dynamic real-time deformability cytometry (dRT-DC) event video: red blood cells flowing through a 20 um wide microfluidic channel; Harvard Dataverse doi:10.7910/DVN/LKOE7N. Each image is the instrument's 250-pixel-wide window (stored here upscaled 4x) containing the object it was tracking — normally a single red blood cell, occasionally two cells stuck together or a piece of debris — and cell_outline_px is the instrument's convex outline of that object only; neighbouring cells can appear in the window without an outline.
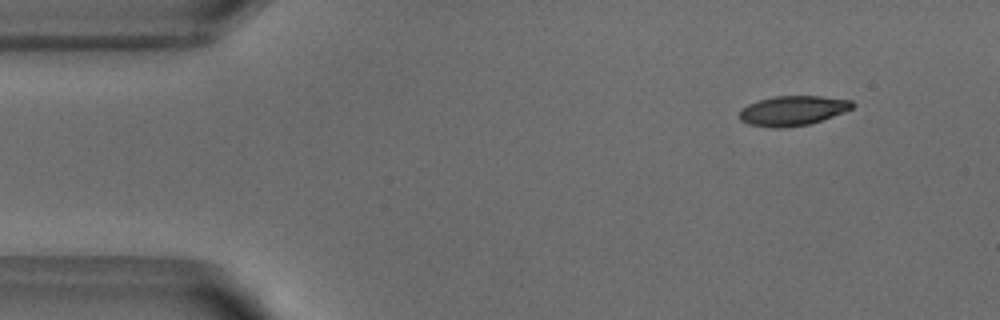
{"species": "common noctule bat (a hibernating species)", "species_latin": "Nyctalus noctula", "temperature_condition": "warm", "stored_images_in_passage": 49, "camera_frame_rate_fps": 3000, "um_per_image_px": 0.085, "animal": {"sex": "male", "body_mass_g": 18.8}, "frame": {"image": 1, "passage_image": 3, "time_ms": 0.667, "image_size_px": [1000, 320], "cell_outline_px": [[856, 104], [852, 108], [844, 112], [808, 124], [784, 128], [776, 128], [748, 124], [740, 120], [740, 108], [748, 104], [760, 100], [776, 96], [824, 96], [852, 100]], "centroid_in_image_um": [67.39, 9.4], "position_along_channel_um": 17.6, "area_um2": 19.54}}
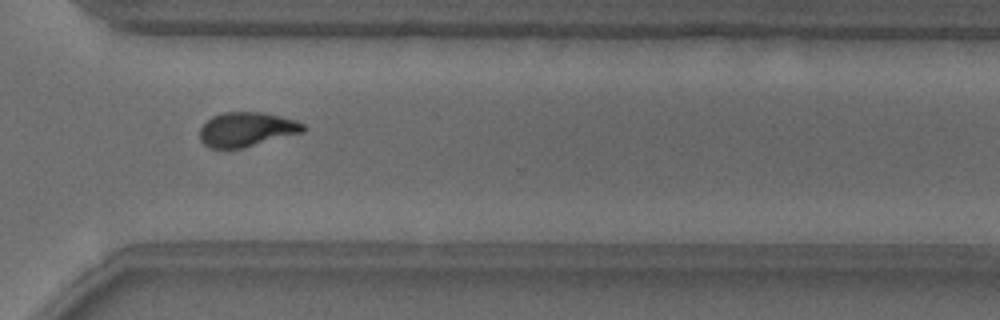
{"frame": {"image": 2, "passage_image": 35, "time_ms": 11.333, "image_size_px": [1000, 320], "cell_outline_px": [[304, 132], [244, 148], [208, 148], [200, 140], [200, 128], [212, 116], [224, 112], [260, 112], [280, 116], [296, 120], [304, 124]], "centroid_in_image_um": [20.96, 11.0], "position_along_channel_um": 349.6, "area_um2": 20.75}}
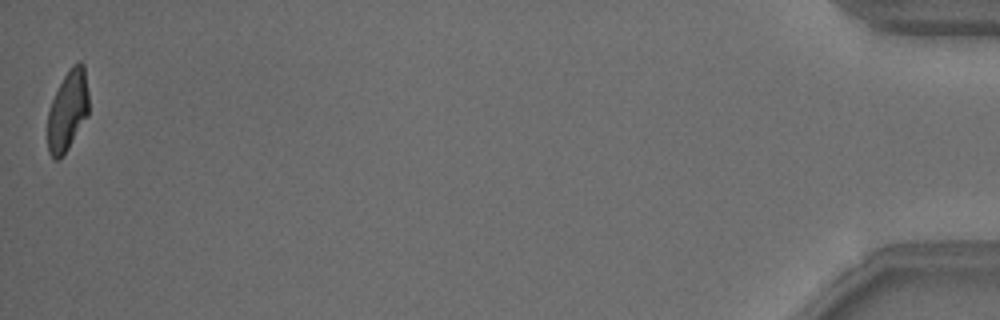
{"frame": {"image": 3, "passage_image": 49, "time_ms": 16.0, "image_size_px": [1000, 320], "cell_outline_px": [[88, 116], [68, 148], [56, 160], [48, 152], [48, 112], [52, 100], [64, 76], [72, 64], [80, 60], [84, 64], [88, 92]], "centroid_in_image_um": [5.77, 9.36], "position_along_channel_um": 429.4, "area_um2": 19.07}, "authors_computed_cell_mechanics": {"area_um2": 20.808, "velocity_mm_per_s": 3.8677, "shape_relaxation_time_tau1_ms": 3.9188, "shape_relaxation_time_tau2_ms": 2.5383, "deformation_change_tau1": 0.1633, "deformation_change_tau2": 0.0823}}